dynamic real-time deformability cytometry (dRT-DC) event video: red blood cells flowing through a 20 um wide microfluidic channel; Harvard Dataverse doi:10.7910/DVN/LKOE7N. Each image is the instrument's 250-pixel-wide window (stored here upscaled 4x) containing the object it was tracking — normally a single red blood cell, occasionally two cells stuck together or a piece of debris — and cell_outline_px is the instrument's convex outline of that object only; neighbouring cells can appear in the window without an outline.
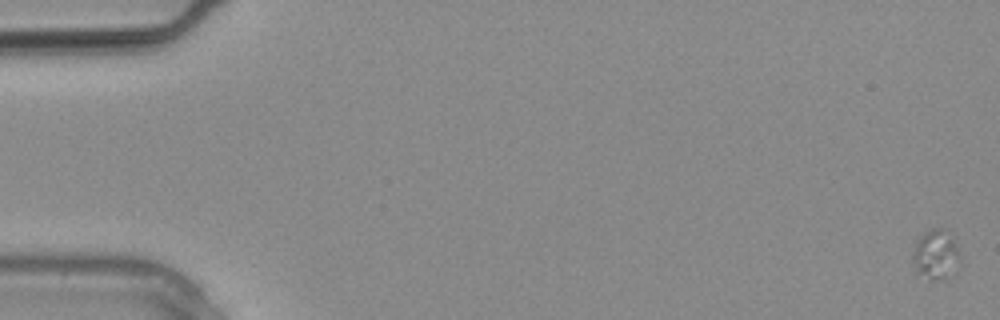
{"species": "common noctule bat (a hibernating species)", "species_latin": "Nyctalus noctula", "temperature_condition": "warm", "stored_images_in_passage": 8, "camera_frame_rate_fps": 3000, "um_per_image_px": 0.085, "animal": {"sex": "male", "body_mass_g": 20.4}, "frame": {"image": 1, "passage_image": 1, "time_ms": 0.0, "image_size_px": [1000, 320], "cell_outline_px": [[960, 260], [956, 272], [944, 280], [940, 280], [916, 272], [912, 260], [912, 256], [916, 240], [924, 232], [932, 228], [948, 228], [960, 252]], "centroid_in_image_um": [79.58, 21.6], "position_along_channel_um": 5.4, "area_um2": 13.99}}